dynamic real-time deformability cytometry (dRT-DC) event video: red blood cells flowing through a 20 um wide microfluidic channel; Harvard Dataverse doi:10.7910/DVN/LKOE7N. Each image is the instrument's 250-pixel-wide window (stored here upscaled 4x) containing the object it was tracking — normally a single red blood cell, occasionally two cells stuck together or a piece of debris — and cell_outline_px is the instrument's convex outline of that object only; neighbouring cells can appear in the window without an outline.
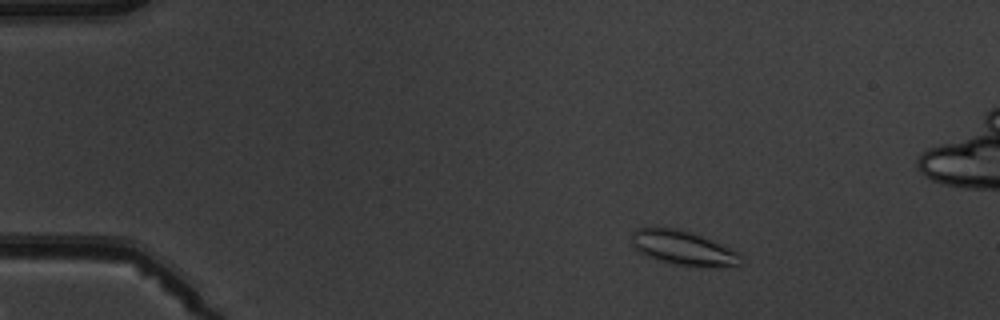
{"species": "common noctule bat (a hibernating species)", "species_latin": "Nyctalus noctula", "temperature_condition": "warm", "stored_images_in_passage": 5, "camera_frame_rate_fps": 3000, "um_per_image_px": 0.085, "animal": {"sex": "male", "body_mass_g": 19.5, "forearm_length_mm": 54.6}, "frame": {"image": 1, "passage_image": 2, "time_ms": 1.0, "image_size_px": [1000, 320], "cell_outline_px": [[740, 264], [720, 268], [676, 264], [656, 260], [644, 256], [632, 244], [632, 232], [636, 228], [680, 228], [692, 232], [740, 252]], "centroid_in_image_um": [58.07, 21.08], "position_along_channel_um": 26.9, "area_um2": 21.91}}